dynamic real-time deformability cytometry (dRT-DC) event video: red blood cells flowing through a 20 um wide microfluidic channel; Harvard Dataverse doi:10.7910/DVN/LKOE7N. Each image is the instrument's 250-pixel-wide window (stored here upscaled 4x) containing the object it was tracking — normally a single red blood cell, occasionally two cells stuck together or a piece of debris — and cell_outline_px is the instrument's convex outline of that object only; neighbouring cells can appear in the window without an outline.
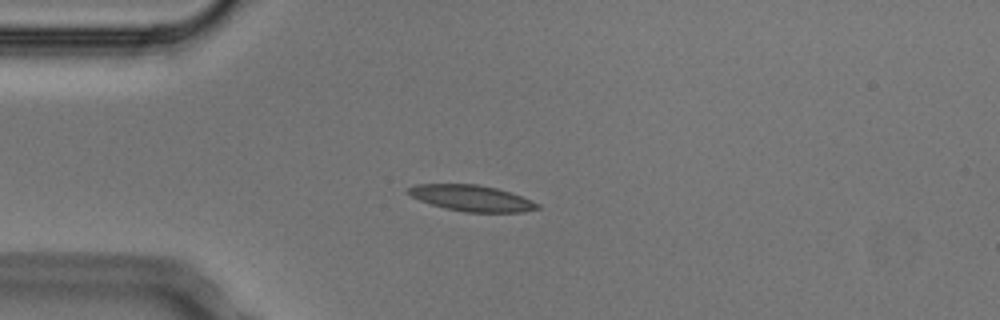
{"species": "Egyptian fruit bat (a non-hibernating species)", "species_latin": "Rousettus aegyptiacus", "temperature_condition": "cold", "stored_images_in_passage": 5, "camera_frame_rate_fps": 3000, "um_per_image_px": 0.085, "animal": {"sex": "male"}, "frame": {"image": 1, "passage_image": 3, "time_ms": 0.667, "image_size_px": [1000, 320], "cell_outline_px": [[540, 208], [524, 212], [464, 212], [444, 208], [420, 200], [404, 192], [408, 188], [416, 184], [476, 184], [496, 188], [520, 196], [540, 204]], "centroid_in_image_um": [40.06, 16.84], "position_along_channel_um": 44.9, "area_um2": 19.48}}
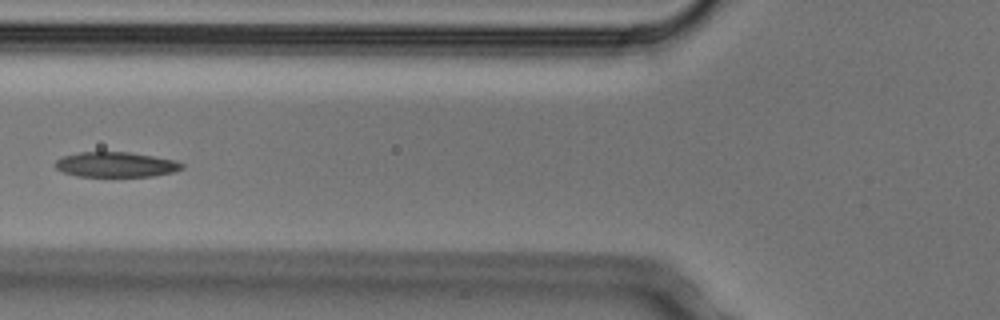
{"frame": {"image": 2, "passage_image": 5, "time_ms": 1.333, "image_size_px": [1000, 320], "cell_outline_px": [[184, 168], [172, 172], [152, 176], [76, 176], [64, 172], [56, 168], [56, 160], [64, 156], [80, 152], [128, 152], [176, 160], [184, 164]], "centroid_in_image_um": [9.87, 13.99], "position_along_channel_um": 115.9, "area_um2": 18.32}}